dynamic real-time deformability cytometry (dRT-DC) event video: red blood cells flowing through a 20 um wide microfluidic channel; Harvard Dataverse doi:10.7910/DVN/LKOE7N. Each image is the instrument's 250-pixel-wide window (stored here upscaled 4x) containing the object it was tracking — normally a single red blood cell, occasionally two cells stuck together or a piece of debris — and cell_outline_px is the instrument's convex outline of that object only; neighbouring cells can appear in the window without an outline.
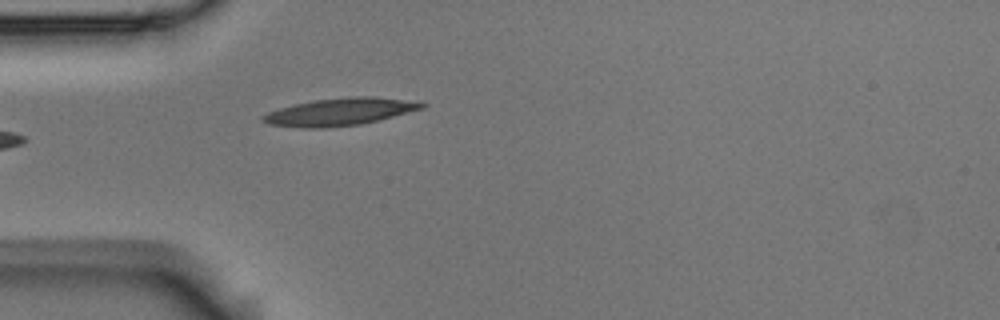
{"species": "Egyptian fruit bat (a non-hibernating species)", "species_latin": "Rousettus aegyptiacus", "temperature_condition": "room temperature", "stored_images_in_passage": 7, "camera_frame_rate_fps": 3000, "um_per_image_px": 0.085, "animal": {"sex": "male"}, "frame": {"image": 1, "passage_image": 7, "time_ms": 2.0, "image_size_px": [1000, 320], "cell_outline_px": [[428, 104], [424, 108], [360, 124], [328, 128], [300, 128], [268, 124], [260, 120], [260, 116], [268, 112], [292, 104], [316, 100], [348, 96], [376, 96]], "centroid_in_image_um": [28.8, 9.51], "position_along_channel_um": 56.2, "area_um2": 25.26}}